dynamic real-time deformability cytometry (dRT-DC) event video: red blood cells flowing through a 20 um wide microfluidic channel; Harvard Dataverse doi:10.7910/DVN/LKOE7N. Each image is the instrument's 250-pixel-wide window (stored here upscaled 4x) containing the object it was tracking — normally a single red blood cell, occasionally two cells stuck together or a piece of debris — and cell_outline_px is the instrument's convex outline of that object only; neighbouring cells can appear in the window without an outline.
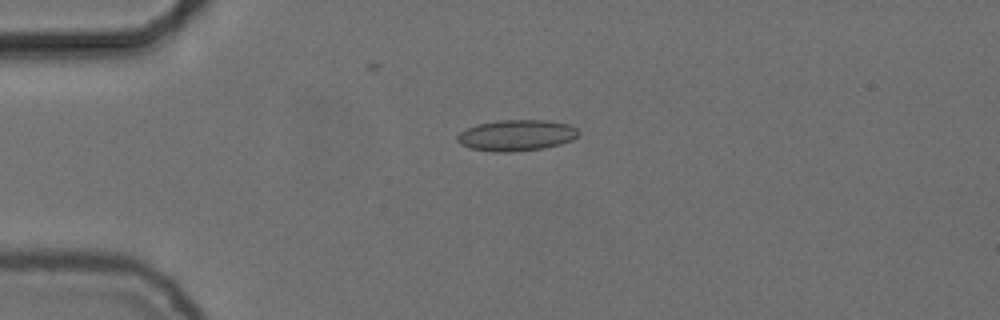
{"species": "common noctule bat (a hibernating species)", "species_latin": "Nyctalus noctula", "temperature_condition": "cold", "stored_images_in_passage": 34, "camera_frame_rate_fps": 3000, "um_per_image_px": 0.085, "animal": {"sex": "female", "body_mass_g": 24.6, "forearm_length_mm": 56.2}, "frame": {"image": 1, "passage_image": 2, "time_ms": 0.333, "image_size_px": [1000, 320], "cell_outline_px": [[580, 132], [572, 140], [560, 144], [544, 148], [512, 152], [492, 152], [468, 148], [460, 144], [456, 140], [456, 136], [460, 132], [476, 124], [496, 120], [544, 120], [568, 124], [576, 128]], "centroid_in_image_um": [43.86, 11.51], "position_along_channel_um": 41.1, "area_um2": 22.14}}
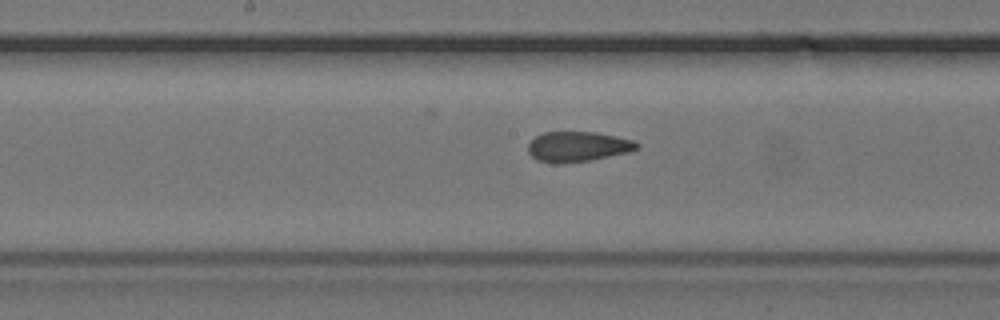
{"frame": {"image": 2, "passage_image": 17, "time_ms": 5.333, "image_size_px": [1000, 320], "cell_outline_px": [[640, 148], [632, 152], [588, 160], [560, 164], [552, 164], [536, 160], [528, 152], [528, 144], [536, 136], [544, 132], [596, 132], [616, 136], [632, 140], [640, 144]], "centroid_in_image_um": [49.12, 12.47], "position_along_channel_um": 199.1, "area_um2": 19.31}}
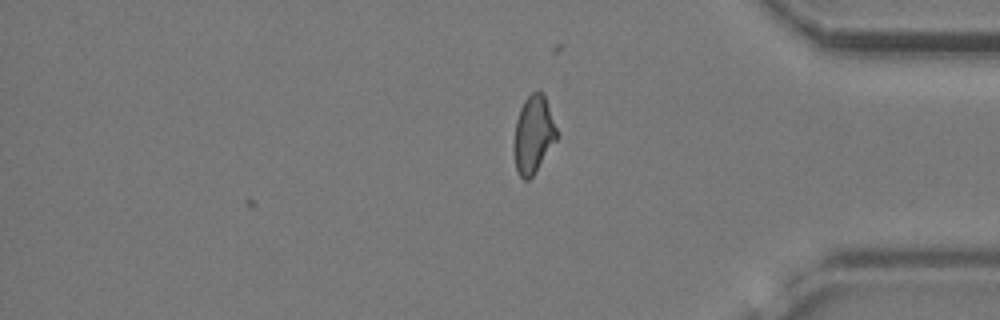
{"frame": {"image": 3, "passage_image": 34, "time_ms": 11.0, "image_size_px": [1000, 320], "cell_outline_px": [[560, 136], [532, 176], [528, 180], [524, 180], [516, 172], [512, 148], [516, 120], [520, 108], [524, 100], [532, 92], [544, 92]], "centroid_in_image_um": [45.34, 11.44], "position_along_channel_um": 389.9, "area_um2": 19.83}, "authors_computed_cell_mechanics": {"area_um2": 19.6809, "velocity_mm_per_s": 3.7212, "shape_relaxation_time_tau1_ms": null, "shape_relaxation_time_tau2_ms": 1.6502, "deformation_change_tau1": null, "deformation_change_tau2": 0.0646}}